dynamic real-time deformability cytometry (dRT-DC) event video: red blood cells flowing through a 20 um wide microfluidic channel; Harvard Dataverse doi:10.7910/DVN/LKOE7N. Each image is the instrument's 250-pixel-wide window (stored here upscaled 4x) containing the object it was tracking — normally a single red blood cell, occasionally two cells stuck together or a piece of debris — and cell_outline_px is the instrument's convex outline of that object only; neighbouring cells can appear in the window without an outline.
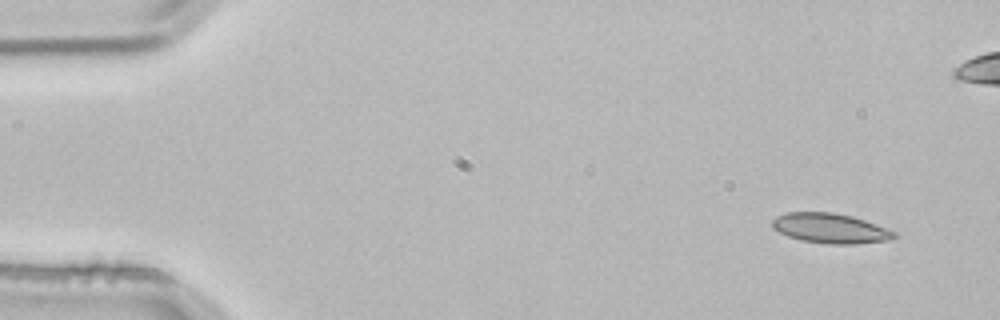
{"species": "common noctule bat (a hibernating species)", "species_latin": "Nyctalus noctula", "temperature_condition": "room temperature", "stored_images_in_passage": 3, "camera_frame_rate_fps": 3000, "um_per_image_px": 0.085, "animal": {"sex": "male", "body_mass_g": 21.5, "forearm_length_mm": 52.0}, "frame": {"image": 1, "passage_image": 1, "time_ms": 0.0, "image_size_px": [1000, 320], "cell_outline_px": [[896, 236], [888, 240], [856, 244], [828, 244], [800, 240], [788, 236], [772, 228], [772, 220], [776, 216], [784, 212], [832, 212], [852, 216], [876, 224], [896, 232]], "centroid_in_image_um": [70.55, 19.4], "position_along_channel_um": 14.5, "area_um2": 21.27}}